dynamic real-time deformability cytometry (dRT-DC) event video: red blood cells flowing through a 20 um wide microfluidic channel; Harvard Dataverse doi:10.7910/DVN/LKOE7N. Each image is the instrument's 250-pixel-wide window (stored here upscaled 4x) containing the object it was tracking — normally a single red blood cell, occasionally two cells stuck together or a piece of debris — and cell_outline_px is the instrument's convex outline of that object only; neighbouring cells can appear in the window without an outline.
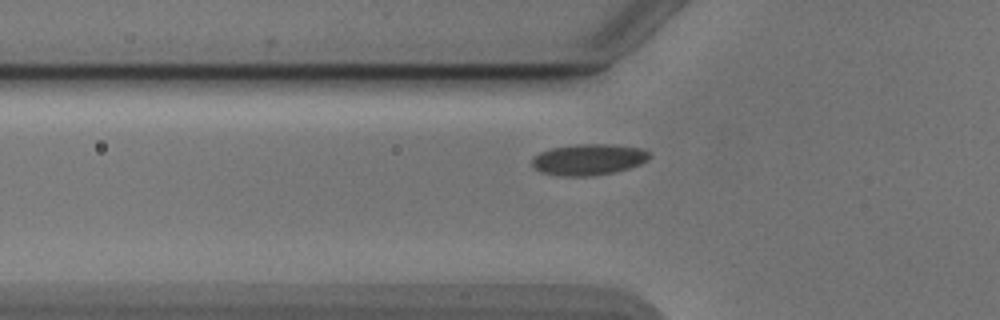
{"species": "Egyptian fruit bat (a non-hibernating species)", "species_latin": "Rousettus aegyptiacus", "temperature_condition": "cold", "stored_images_in_passage": 40, "camera_frame_rate_fps": 3000, "um_per_image_px": 0.085, "animal": {"sex": "male"}, "frame": {"image": 1, "passage_image": 8, "time_ms": 2.333, "image_size_px": [1000, 320], "cell_outline_px": [[652, 156], [648, 160], [640, 164], [628, 168], [612, 172], [592, 176], [560, 176], [540, 172], [532, 164], [532, 156], [540, 152], [552, 148], [576, 144], [608, 144], [640, 148], [648, 152]], "centroid_in_image_um": [50.01, 13.56], "position_along_channel_um": 75.8, "area_um2": 21.27}}
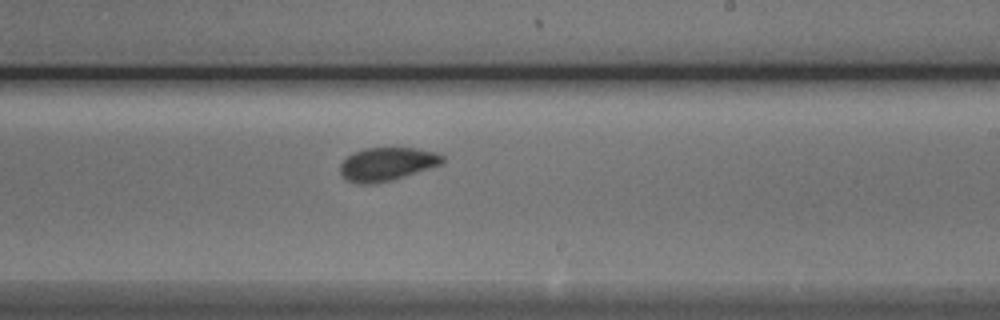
{"frame": {"image": 2, "passage_image": 22, "time_ms": 7.0, "image_size_px": [1000, 320], "cell_outline_px": [[444, 164], [392, 180], [376, 184], [356, 184], [348, 180], [340, 172], [340, 164], [352, 152], [364, 148], [416, 148], [436, 152], [444, 156]], "centroid_in_image_um": [32.92, 13.95], "position_along_channel_um": 256.1, "area_um2": 20.06}}
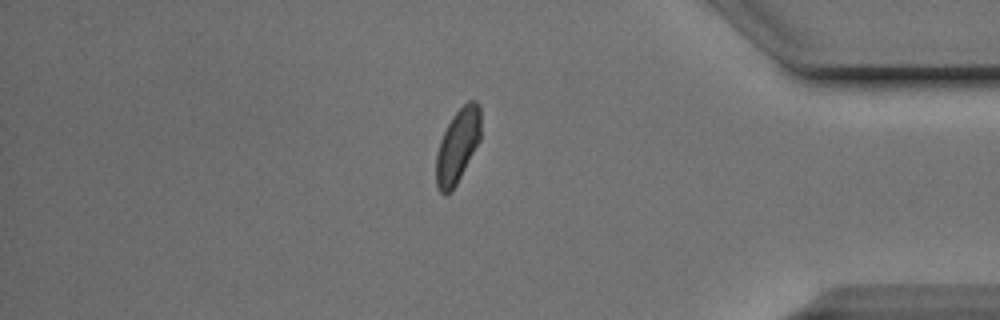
{"frame": {"image": 3, "passage_image": 35, "time_ms": 11.333, "image_size_px": [1000, 320], "cell_outline_px": [[480, 140], [456, 184], [448, 192], [440, 192], [436, 188], [436, 152], [440, 140], [452, 116], [468, 100], [476, 100], [480, 104]], "centroid_in_image_um": [38.9, 12.35], "position_along_channel_um": 396.3, "area_um2": 19.02}, "authors_computed_cell_mechanics": {"area_um2": 19.8832, "velocity_mm_per_s": 3.8612, "shape_relaxation_time_tau1_ms": 3.152, "shape_relaxation_time_tau2_ms": 1.2165, "deformation_change_tau1": 0.0883, "deformation_change_tau2": 0.0474}}